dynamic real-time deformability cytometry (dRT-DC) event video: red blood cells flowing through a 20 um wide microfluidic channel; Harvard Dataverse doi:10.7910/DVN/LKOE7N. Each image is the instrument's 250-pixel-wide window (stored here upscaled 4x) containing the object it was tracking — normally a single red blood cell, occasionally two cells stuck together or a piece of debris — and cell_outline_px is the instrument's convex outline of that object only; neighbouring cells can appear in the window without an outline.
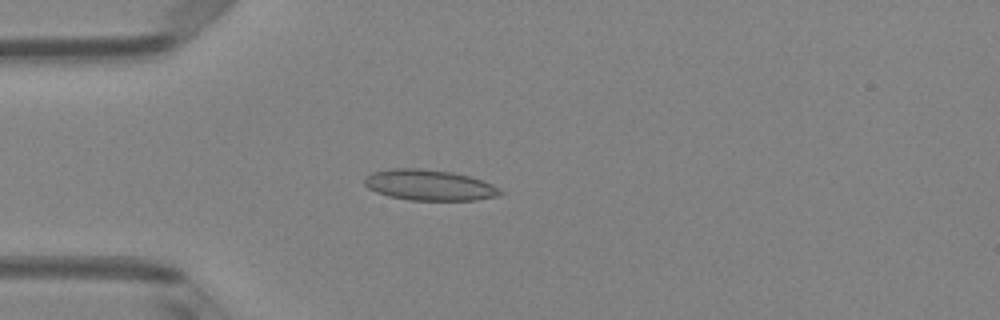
{"species": "Egyptian fruit bat (a non-hibernating species)", "species_latin": "Rousettus aegyptiacus", "temperature_condition": "room temperature", "stored_images_in_passage": 50, "camera_frame_rate_fps": 3000, "um_per_image_px": 0.085, "animal": {"sex": "female"}, "frame": {"image": 1, "passage_image": 14, "time_ms": 4.333, "image_size_px": [1000, 320], "cell_outline_px": [[504, 192], [496, 196], [476, 200], [408, 200], [388, 196], [376, 192], [368, 188], [364, 184], [364, 180], [372, 172], [392, 168], [420, 168], [452, 172], [468, 176], [492, 184]], "centroid_in_image_um": [36.46, 15.73], "position_along_channel_um": 48.5, "area_um2": 24.22}}
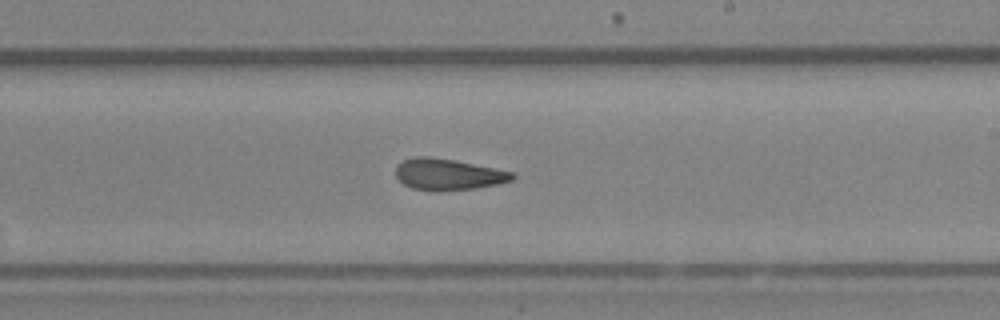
{"frame": {"image": 2, "passage_image": 30, "time_ms": 9.667, "image_size_px": [1000, 320], "cell_outline_px": [[516, 176], [512, 180], [496, 184], [476, 188], [440, 192], [436, 192], [412, 188], [404, 184], [396, 176], [396, 164], [412, 156], [428, 156], [456, 160], [512, 172]], "centroid_in_image_um": [38.05, 14.82], "position_along_channel_um": 251.0, "area_um2": 21.44}}
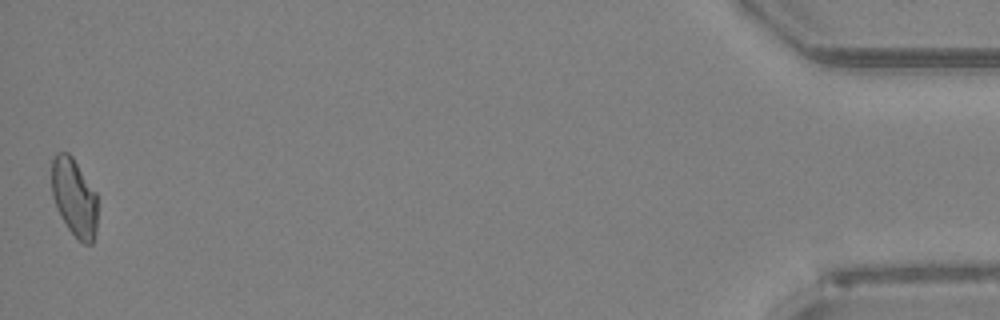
{"frame": {"image": 3, "passage_image": 50, "time_ms": 16.333, "image_size_px": [1000, 320], "cell_outline_px": [[96, 232], [92, 244], [84, 244], [68, 228], [56, 208], [52, 196], [52, 160], [56, 152], [68, 152], [72, 156], [96, 192]], "centroid_in_image_um": [6.3, 16.76], "position_along_channel_um": 428.9, "area_um2": 20.69}, "authors_computed_cell_mechanics": {"area_um2": 22.1952, "velocity_mm_per_s": 4.0552, "shape_relaxation_time_tau1_ms": 7.1043, "shape_relaxation_time_tau2_ms": 2.351, "deformation_change_tau1": 0.1433, "deformation_change_tau2": 0.099}}